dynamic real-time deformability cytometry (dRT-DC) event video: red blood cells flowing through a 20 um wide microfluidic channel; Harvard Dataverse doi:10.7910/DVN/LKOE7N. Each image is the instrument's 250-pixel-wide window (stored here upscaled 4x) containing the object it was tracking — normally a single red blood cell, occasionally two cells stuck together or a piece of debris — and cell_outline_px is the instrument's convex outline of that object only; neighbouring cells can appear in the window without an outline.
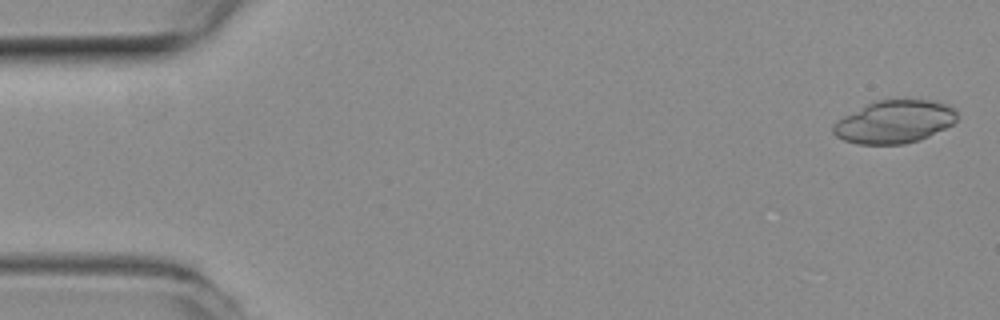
{"species": "common noctule bat (a hibernating species)", "species_latin": "Nyctalus noctula", "temperature_condition": "room temperature", "stored_images_in_passage": 6, "camera_frame_rate_fps": 3000, "um_per_image_px": 0.085, "animal": {"sex": "female", "body_mass_g": 19.3, "forearm_length_mm": 54.1}, "frame": {"image": 1, "passage_image": 2, "time_ms": 0.333, "image_size_px": [1000, 320], "cell_outline_px": [[956, 120], [952, 124], [920, 140], [904, 144], [856, 144], [844, 140], [836, 136], [832, 132], [832, 124], [836, 120], [876, 100], [932, 100], [948, 104], [956, 108]], "centroid_in_image_um": [76.02, 10.35], "position_along_channel_um": 9.0, "area_um2": 30.87}}